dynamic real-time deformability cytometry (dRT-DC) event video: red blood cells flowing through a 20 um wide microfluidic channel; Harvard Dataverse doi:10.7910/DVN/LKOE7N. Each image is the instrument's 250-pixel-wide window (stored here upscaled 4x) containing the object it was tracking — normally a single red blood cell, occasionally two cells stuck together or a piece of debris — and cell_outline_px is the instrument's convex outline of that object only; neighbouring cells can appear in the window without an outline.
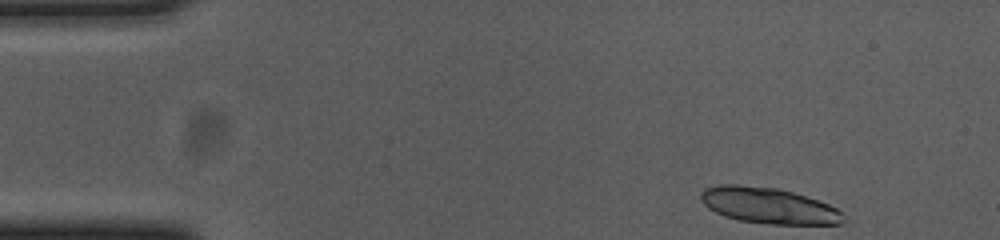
{"species": "common noctule bat (a hibernating species)", "species_latin": "Nyctalus noctula", "temperature_condition": "cold", "stored_images_in_passage": 41, "camera_frame_rate_fps": 3000, "um_per_image_px": 0.085, "animal": {"sex": "female", "body_mass_g": 23.0, "forearm_length_mm": 53.4}, "frame": {"image": 1, "passage_image": 1, "time_ms": 0.0, "image_size_px": [1000, 240], "cell_outline_px": [[848, 220], [840, 224], [772, 224], [740, 220], [724, 216], [708, 208], [700, 200], [700, 192], [704, 188], [720, 184], [736, 184], [776, 188], [792, 192], [828, 204], [844, 212]], "centroid_in_image_um": [65.34, 17.48], "position_along_channel_um": 19.7, "area_um2": 29.94}}
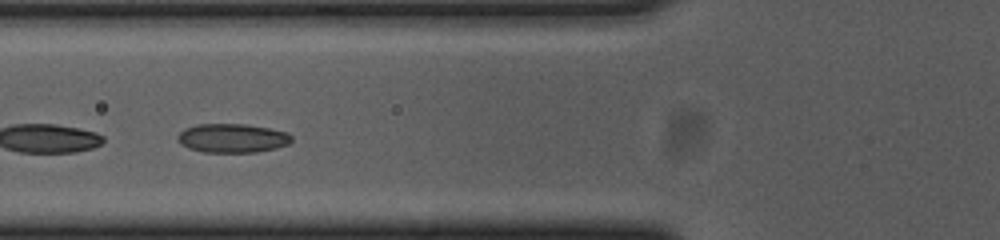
{"frame": {"image": 2, "passage_image": 16, "time_ms": 5.0, "image_size_px": [1000, 240], "cell_outline_px": [[292, 140], [288, 144], [276, 148], [256, 152], [204, 152], [188, 148], [180, 140], [180, 132], [184, 128], [196, 124], [248, 124], [288, 132], [292, 136]], "centroid_in_image_um": [19.8, 11.73], "position_along_channel_um": 106.0, "area_um2": 19.07}}
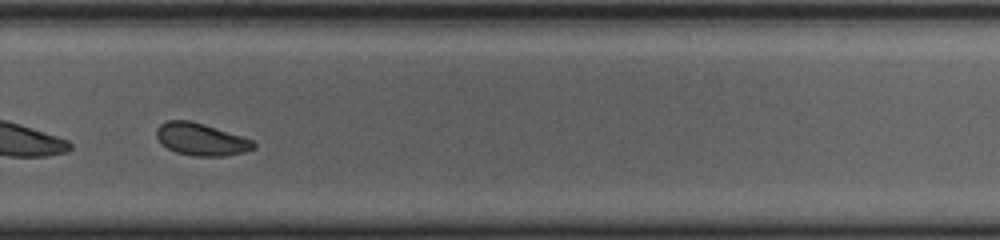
{"frame": {"image": 3, "passage_image": 33, "time_ms": 10.667, "image_size_px": [1000, 240], "cell_outline_px": [[256, 148], [244, 152], [224, 156], [196, 156], [176, 152], [168, 148], [156, 136], [156, 128], [160, 124], [168, 120], [192, 120], [252, 140], [256, 144]], "centroid_in_image_um": [17.09, 11.84], "position_along_channel_um": 312.7, "area_um2": 18.09}, "authors_computed_cell_mechanics": {"area_um2": 18.6694, "velocity_mm_per_s": 3.6505, "shape_relaxation_time_tau1_ms": null, "shape_relaxation_time_tau2_ms": 2.6808, "deformation_change_tau1": null, "deformation_change_tau2": 0.0549}}